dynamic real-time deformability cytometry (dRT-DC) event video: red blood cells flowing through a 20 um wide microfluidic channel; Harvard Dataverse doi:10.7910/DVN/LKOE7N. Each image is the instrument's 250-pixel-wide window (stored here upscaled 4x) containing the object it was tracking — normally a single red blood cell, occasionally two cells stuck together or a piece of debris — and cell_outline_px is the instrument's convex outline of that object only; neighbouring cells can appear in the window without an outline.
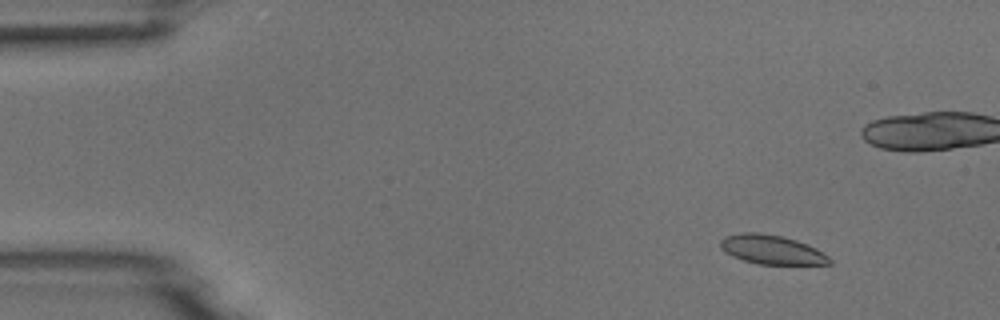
{"species": "common noctule bat (a hibernating species)", "species_latin": "Nyctalus noctula", "temperature_condition": "room temperature", "stored_images_in_passage": 7, "camera_frame_rate_fps": 3000, "um_per_image_px": 0.085, "animal": {"sex": "male", "body_mass_g": 18.8}, "frame": {"image": 1, "passage_image": 2, "time_ms": 0.333, "image_size_px": [1000, 320], "cell_outline_px": [[832, 264], [760, 264], [744, 260], [732, 256], [724, 252], [720, 248], [720, 240], [724, 236], [744, 232], [756, 232], [784, 236], [796, 240], [816, 248], [828, 256], [832, 260]], "centroid_in_image_um": [65.58, 21.21], "position_along_channel_um": 19.4, "area_um2": 18.55}}